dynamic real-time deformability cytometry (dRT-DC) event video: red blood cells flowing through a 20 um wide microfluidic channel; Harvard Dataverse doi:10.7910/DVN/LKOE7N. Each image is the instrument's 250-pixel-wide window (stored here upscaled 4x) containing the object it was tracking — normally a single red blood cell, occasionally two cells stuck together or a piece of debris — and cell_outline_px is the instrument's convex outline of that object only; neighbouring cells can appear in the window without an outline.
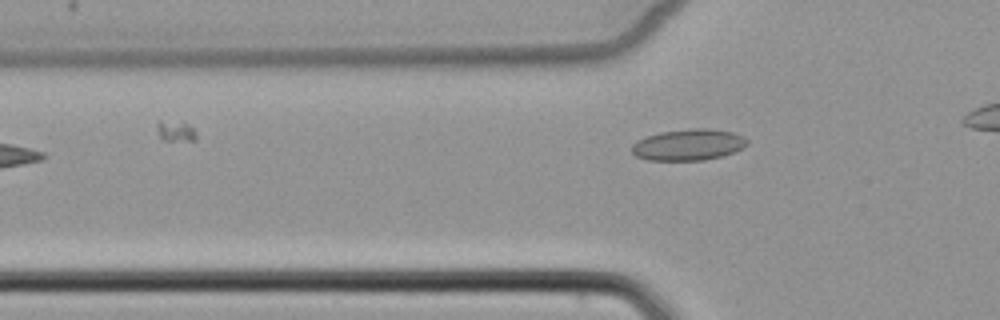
{"species": "common noctule bat (a hibernating species)", "species_latin": "Nyctalus noctula", "temperature_condition": "cold", "stored_images_in_passage": 4, "camera_frame_rate_fps": 3000, "um_per_image_px": 0.085, "animal": {"sex": "female", "body_mass_g": 22.7, "forearm_length_mm": 54.2}, "frame": {"image": 1, "passage_image": 4, "time_ms": 4.0, "image_size_px": [1000, 320], "cell_outline_px": [[748, 144], [732, 152], [720, 156], [704, 160], [648, 160], [636, 156], [632, 152], [632, 144], [636, 140], [660, 132], [692, 128], [708, 128], [732, 132], [744, 136], [748, 140]], "centroid_in_image_um": [58.5, 12.29], "position_along_channel_um": 67.3, "area_um2": 20.92}}